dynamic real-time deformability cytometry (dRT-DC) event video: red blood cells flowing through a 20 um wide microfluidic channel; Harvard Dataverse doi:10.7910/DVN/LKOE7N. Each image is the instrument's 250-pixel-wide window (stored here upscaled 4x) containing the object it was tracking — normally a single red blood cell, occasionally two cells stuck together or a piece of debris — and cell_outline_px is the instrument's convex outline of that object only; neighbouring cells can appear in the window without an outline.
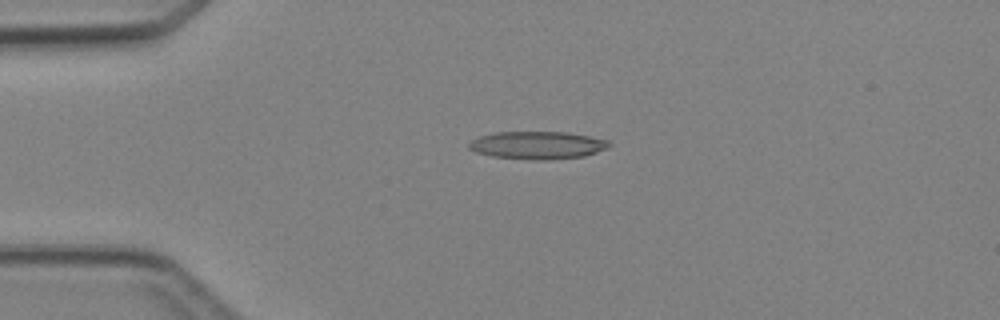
{"species": "Egyptian fruit bat (a non-hibernating species)", "species_latin": "Rousettus aegyptiacus", "temperature_condition": "cold", "stored_images_in_passage": 4, "camera_frame_rate_fps": 3000, "um_per_image_px": 0.085, "animal": {"sex": "female"}, "frame": {"image": 1, "passage_image": 4, "time_ms": 3.333, "image_size_px": [1000, 320], "cell_outline_px": [[612, 144], [608, 148], [584, 156], [548, 160], [532, 160], [492, 156], [476, 152], [468, 148], [468, 144], [472, 140], [480, 136], [496, 132], [568, 132], [608, 140]], "centroid_in_image_um": [45.69, 12.34], "position_along_channel_um": 39.3, "area_um2": 22.66}}